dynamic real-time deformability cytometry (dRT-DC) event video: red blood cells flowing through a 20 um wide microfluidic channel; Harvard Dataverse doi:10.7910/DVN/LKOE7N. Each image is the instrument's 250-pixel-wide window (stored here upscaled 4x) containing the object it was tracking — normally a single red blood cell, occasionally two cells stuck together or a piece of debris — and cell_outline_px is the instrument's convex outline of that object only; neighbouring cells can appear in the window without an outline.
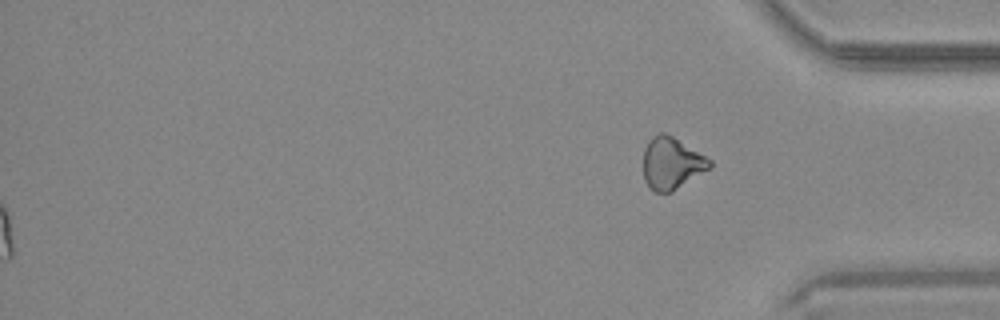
{"species": "common noctule bat (a hibernating species)", "species_latin": "Nyctalus noctula", "temperature_condition": "warm", "stored_images_in_passage": 44, "segment_of_instrument_passage": [2, 2], "camera_frame_rate_fps": 3000, "um_per_image_px": 0.085, "animal": {"sex": "male", "body_mass_g": 20.4}, "frame": {"image": 1, "passage_image": 44, "time_ms": 14.333, "image_size_px": [1000, 320], "cell_outline_px": [[712, 168], [672, 192], [656, 192], [648, 188], [644, 180], [644, 148], [648, 140], [652, 136], [660, 132], [664, 132], [672, 136], [712, 160]], "centroid_in_image_um": [57.09, 13.89], "position_along_channel_um": 378.1, "area_um2": 20.29}}